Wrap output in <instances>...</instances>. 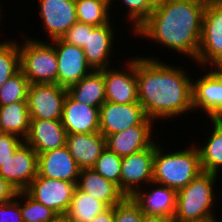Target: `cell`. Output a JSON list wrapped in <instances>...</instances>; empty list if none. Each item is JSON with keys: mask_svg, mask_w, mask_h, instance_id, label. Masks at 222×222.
Instances as JSON below:
<instances>
[{"mask_svg": "<svg viewBox=\"0 0 222 222\" xmlns=\"http://www.w3.org/2000/svg\"><path fill=\"white\" fill-rule=\"evenodd\" d=\"M108 206L95 197L81 191L77 186L73 193L69 209L65 216L77 222H90L97 214L103 212Z\"/></svg>", "mask_w": 222, "mask_h": 222, "instance_id": "27", "label": "cell"}, {"mask_svg": "<svg viewBox=\"0 0 222 222\" xmlns=\"http://www.w3.org/2000/svg\"><path fill=\"white\" fill-rule=\"evenodd\" d=\"M66 135L61 120L30 119L29 131L24 142L40 154L64 147Z\"/></svg>", "mask_w": 222, "mask_h": 222, "instance_id": "18", "label": "cell"}, {"mask_svg": "<svg viewBox=\"0 0 222 222\" xmlns=\"http://www.w3.org/2000/svg\"><path fill=\"white\" fill-rule=\"evenodd\" d=\"M110 3L111 0H75L78 22L93 26L110 23Z\"/></svg>", "mask_w": 222, "mask_h": 222, "instance_id": "28", "label": "cell"}, {"mask_svg": "<svg viewBox=\"0 0 222 222\" xmlns=\"http://www.w3.org/2000/svg\"><path fill=\"white\" fill-rule=\"evenodd\" d=\"M217 70L222 74V64L216 67Z\"/></svg>", "mask_w": 222, "mask_h": 222, "instance_id": "44", "label": "cell"}, {"mask_svg": "<svg viewBox=\"0 0 222 222\" xmlns=\"http://www.w3.org/2000/svg\"><path fill=\"white\" fill-rule=\"evenodd\" d=\"M170 0H149L150 5L155 9L157 7H160L164 4H166Z\"/></svg>", "mask_w": 222, "mask_h": 222, "instance_id": "41", "label": "cell"}, {"mask_svg": "<svg viewBox=\"0 0 222 222\" xmlns=\"http://www.w3.org/2000/svg\"><path fill=\"white\" fill-rule=\"evenodd\" d=\"M143 214L132 197H126L114 206L115 222H141Z\"/></svg>", "mask_w": 222, "mask_h": 222, "instance_id": "33", "label": "cell"}, {"mask_svg": "<svg viewBox=\"0 0 222 222\" xmlns=\"http://www.w3.org/2000/svg\"><path fill=\"white\" fill-rule=\"evenodd\" d=\"M21 196L26 198L23 206L19 203L23 222H52L59 216L55 211L32 198L26 191H17V197Z\"/></svg>", "mask_w": 222, "mask_h": 222, "instance_id": "30", "label": "cell"}, {"mask_svg": "<svg viewBox=\"0 0 222 222\" xmlns=\"http://www.w3.org/2000/svg\"><path fill=\"white\" fill-rule=\"evenodd\" d=\"M14 134L3 133L0 136V165L11 157L16 149L24 142Z\"/></svg>", "mask_w": 222, "mask_h": 222, "instance_id": "36", "label": "cell"}, {"mask_svg": "<svg viewBox=\"0 0 222 222\" xmlns=\"http://www.w3.org/2000/svg\"><path fill=\"white\" fill-rule=\"evenodd\" d=\"M37 173L38 154L25 142L0 165V175L17 191H25Z\"/></svg>", "mask_w": 222, "mask_h": 222, "instance_id": "10", "label": "cell"}, {"mask_svg": "<svg viewBox=\"0 0 222 222\" xmlns=\"http://www.w3.org/2000/svg\"><path fill=\"white\" fill-rule=\"evenodd\" d=\"M174 222H179V221H174ZM187 222H218V221H216V219L214 218V215H211L202 219H197L194 221H187Z\"/></svg>", "mask_w": 222, "mask_h": 222, "instance_id": "42", "label": "cell"}, {"mask_svg": "<svg viewBox=\"0 0 222 222\" xmlns=\"http://www.w3.org/2000/svg\"><path fill=\"white\" fill-rule=\"evenodd\" d=\"M128 73L115 69H102L105 81L106 102L119 104L139 103L137 95L136 59L127 64ZM130 73V74H129Z\"/></svg>", "mask_w": 222, "mask_h": 222, "instance_id": "15", "label": "cell"}, {"mask_svg": "<svg viewBox=\"0 0 222 222\" xmlns=\"http://www.w3.org/2000/svg\"><path fill=\"white\" fill-rule=\"evenodd\" d=\"M112 1V0H111ZM128 8L129 19L133 20L135 31L150 17L154 8L149 0H122Z\"/></svg>", "mask_w": 222, "mask_h": 222, "instance_id": "34", "label": "cell"}, {"mask_svg": "<svg viewBox=\"0 0 222 222\" xmlns=\"http://www.w3.org/2000/svg\"><path fill=\"white\" fill-rule=\"evenodd\" d=\"M141 222H174V219L161 215L143 214Z\"/></svg>", "mask_w": 222, "mask_h": 222, "instance_id": "40", "label": "cell"}, {"mask_svg": "<svg viewBox=\"0 0 222 222\" xmlns=\"http://www.w3.org/2000/svg\"><path fill=\"white\" fill-rule=\"evenodd\" d=\"M0 126L4 133L18 135L24 140L30 126L27 101L0 106ZM22 135V136H21Z\"/></svg>", "mask_w": 222, "mask_h": 222, "instance_id": "25", "label": "cell"}, {"mask_svg": "<svg viewBox=\"0 0 222 222\" xmlns=\"http://www.w3.org/2000/svg\"><path fill=\"white\" fill-rule=\"evenodd\" d=\"M90 71L88 75L67 89L68 94L81 104L98 107L100 109L106 102L104 77L102 70Z\"/></svg>", "mask_w": 222, "mask_h": 222, "instance_id": "24", "label": "cell"}, {"mask_svg": "<svg viewBox=\"0 0 222 222\" xmlns=\"http://www.w3.org/2000/svg\"><path fill=\"white\" fill-rule=\"evenodd\" d=\"M15 197L5 203L0 204V222H23L19 202Z\"/></svg>", "mask_w": 222, "mask_h": 222, "instance_id": "37", "label": "cell"}, {"mask_svg": "<svg viewBox=\"0 0 222 222\" xmlns=\"http://www.w3.org/2000/svg\"><path fill=\"white\" fill-rule=\"evenodd\" d=\"M155 143L150 147L122 157L120 189L126 197H132L138 190V183L153 182Z\"/></svg>", "mask_w": 222, "mask_h": 222, "instance_id": "11", "label": "cell"}, {"mask_svg": "<svg viewBox=\"0 0 222 222\" xmlns=\"http://www.w3.org/2000/svg\"><path fill=\"white\" fill-rule=\"evenodd\" d=\"M81 168L73 159L68 147L51 149L38 154V175L68 182H77Z\"/></svg>", "mask_w": 222, "mask_h": 222, "instance_id": "16", "label": "cell"}, {"mask_svg": "<svg viewBox=\"0 0 222 222\" xmlns=\"http://www.w3.org/2000/svg\"><path fill=\"white\" fill-rule=\"evenodd\" d=\"M211 121L213 131L199 152L203 172L217 174L222 167V118H211Z\"/></svg>", "mask_w": 222, "mask_h": 222, "instance_id": "26", "label": "cell"}, {"mask_svg": "<svg viewBox=\"0 0 222 222\" xmlns=\"http://www.w3.org/2000/svg\"><path fill=\"white\" fill-rule=\"evenodd\" d=\"M52 222H69V219L64 215V216H58L54 221Z\"/></svg>", "mask_w": 222, "mask_h": 222, "instance_id": "43", "label": "cell"}, {"mask_svg": "<svg viewBox=\"0 0 222 222\" xmlns=\"http://www.w3.org/2000/svg\"><path fill=\"white\" fill-rule=\"evenodd\" d=\"M135 58L138 102L147 118L159 120L193 109V79L190 80L180 67L149 57Z\"/></svg>", "mask_w": 222, "mask_h": 222, "instance_id": "1", "label": "cell"}, {"mask_svg": "<svg viewBox=\"0 0 222 222\" xmlns=\"http://www.w3.org/2000/svg\"><path fill=\"white\" fill-rule=\"evenodd\" d=\"M217 174L202 172L176 195L174 221L187 222L213 215V187Z\"/></svg>", "mask_w": 222, "mask_h": 222, "instance_id": "4", "label": "cell"}, {"mask_svg": "<svg viewBox=\"0 0 222 222\" xmlns=\"http://www.w3.org/2000/svg\"><path fill=\"white\" fill-rule=\"evenodd\" d=\"M151 126L136 125L122 132L108 135L106 137V147L120 157L142 151L154 143L151 140Z\"/></svg>", "mask_w": 222, "mask_h": 222, "instance_id": "22", "label": "cell"}, {"mask_svg": "<svg viewBox=\"0 0 222 222\" xmlns=\"http://www.w3.org/2000/svg\"><path fill=\"white\" fill-rule=\"evenodd\" d=\"M25 42L19 46L20 70L30 84H57L58 62L54 46L35 39Z\"/></svg>", "mask_w": 222, "mask_h": 222, "instance_id": "5", "label": "cell"}, {"mask_svg": "<svg viewBox=\"0 0 222 222\" xmlns=\"http://www.w3.org/2000/svg\"><path fill=\"white\" fill-rule=\"evenodd\" d=\"M90 222H115L114 206L108 207L97 214Z\"/></svg>", "mask_w": 222, "mask_h": 222, "instance_id": "39", "label": "cell"}, {"mask_svg": "<svg viewBox=\"0 0 222 222\" xmlns=\"http://www.w3.org/2000/svg\"><path fill=\"white\" fill-rule=\"evenodd\" d=\"M112 30L109 23L102 26L88 24V38L82 50L93 70H102L110 66L108 58L114 39Z\"/></svg>", "mask_w": 222, "mask_h": 222, "instance_id": "19", "label": "cell"}, {"mask_svg": "<svg viewBox=\"0 0 222 222\" xmlns=\"http://www.w3.org/2000/svg\"><path fill=\"white\" fill-rule=\"evenodd\" d=\"M158 186L145 194L143 190H137L132 198L144 214L173 218L176 210L177 191L165 185L158 184Z\"/></svg>", "mask_w": 222, "mask_h": 222, "instance_id": "23", "label": "cell"}, {"mask_svg": "<svg viewBox=\"0 0 222 222\" xmlns=\"http://www.w3.org/2000/svg\"><path fill=\"white\" fill-rule=\"evenodd\" d=\"M192 106L211 118H222V74L215 69L192 83Z\"/></svg>", "mask_w": 222, "mask_h": 222, "instance_id": "14", "label": "cell"}, {"mask_svg": "<svg viewBox=\"0 0 222 222\" xmlns=\"http://www.w3.org/2000/svg\"><path fill=\"white\" fill-rule=\"evenodd\" d=\"M17 42H0V87L20 70V53Z\"/></svg>", "mask_w": 222, "mask_h": 222, "instance_id": "31", "label": "cell"}, {"mask_svg": "<svg viewBox=\"0 0 222 222\" xmlns=\"http://www.w3.org/2000/svg\"><path fill=\"white\" fill-rule=\"evenodd\" d=\"M3 133H4V132L2 131L1 126H0V136H1Z\"/></svg>", "mask_w": 222, "mask_h": 222, "instance_id": "45", "label": "cell"}, {"mask_svg": "<svg viewBox=\"0 0 222 222\" xmlns=\"http://www.w3.org/2000/svg\"><path fill=\"white\" fill-rule=\"evenodd\" d=\"M88 38V24L76 22L61 37V39L69 44L83 48Z\"/></svg>", "mask_w": 222, "mask_h": 222, "instance_id": "35", "label": "cell"}, {"mask_svg": "<svg viewBox=\"0 0 222 222\" xmlns=\"http://www.w3.org/2000/svg\"><path fill=\"white\" fill-rule=\"evenodd\" d=\"M66 146L81 169L92 168L106 148V138L100 132L67 134Z\"/></svg>", "mask_w": 222, "mask_h": 222, "instance_id": "20", "label": "cell"}, {"mask_svg": "<svg viewBox=\"0 0 222 222\" xmlns=\"http://www.w3.org/2000/svg\"><path fill=\"white\" fill-rule=\"evenodd\" d=\"M30 82L19 70L0 87V106L27 101Z\"/></svg>", "mask_w": 222, "mask_h": 222, "instance_id": "29", "label": "cell"}, {"mask_svg": "<svg viewBox=\"0 0 222 222\" xmlns=\"http://www.w3.org/2000/svg\"><path fill=\"white\" fill-rule=\"evenodd\" d=\"M40 16L52 40L61 38L78 22L75 0H39Z\"/></svg>", "mask_w": 222, "mask_h": 222, "instance_id": "13", "label": "cell"}, {"mask_svg": "<svg viewBox=\"0 0 222 222\" xmlns=\"http://www.w3.org/2000/svg\"><path fill=\"white\" fill-rule=\"evenodd\" d=\"M77 182L37 176L25 190L32 198L64 216L70 206Z\"/></svg>", "mask_w": 222, "mask_h": 222, "instance_id": "8", "label": "cell"}, {"mask_svg": "<svg viewBox=\"0 0 222 222\" xmlns=\"http://www.w3.org/2000/svg\"><path fill=\"white\" fill-rule=\"evenodd\" d=\"M61 122L67 134L99 132V108L81 104L67 94Z\"/></svg>", "mask_w": 222, "mask_h": 222, "instance_id": "17", "label": "cell"}, {"mask_svg": "<svg viewBox=\"0 0 222 222\" xmlns=\"http://www.w3.org/2000/svg\"><path fill=\"white\" fill-rule=\"evenodd\" d=\"M197 63L222 64V0H208L202 19Z\"/></svg>", "mask_w": 222, "mask_h": 222, "instance_id": "6", "label": "cell"}, {"mask_svg": "<svg viewBox=\"0 0 222 222\" xmlns=\"http://www.w3.org/2000/svg\"><path fill=\"white\" fill-rule=\"evenodd\" d=\"M198 148L193 146L165 154L155 144L152 184L165 185L176 191L185 187L203 172Z\"/></svg>", "mask_w": 222, "mask_h": 222, "instance_id": "3", "label": "cell"}, {"mask_svg": "<svg viewBox=\"0 0 222 222\" xmlns=\"http://www.w3.org/2000/svg\"><path fill=\"white\" fill-rule=\"evenodd\" d=\"M121 163L122 157L106 147L96 160L92 169L106 180L117 184L120 188Z\"/></svg>", "mask_w": 222, "mask_h": 222, "instance_id": "32", "label": "cell"}, {"mask_svg": "<svg viewBox=\"0 0 222 222\" xmlns=\"http://www.w3.org/2000/svg\"><path fill=\"white\" fill-rule=\"evenodd\" d=\"M67 88L58 84H30L28 109L30 119L61 120Z\"/></svg>", "mask_w": 222, "mask_h": 222, "instance_id": "9", "label": "cell"}, {"mask_svg": "<svg viewBox=\"0 0 222 222\" xmlns=\"http://www.w3.org/2000/svg\"><path fill=\"white\" fill-rule=\"evenodd\" d=\"M152 121L139 103L105 102L99 109V132L105 138L136 125H152Z\"/></svg>", "mask_w": 222, "mask_h": 222, "instance_id": "7", "label": "cell"}, {"mask_svg": "<svg viewBox=\"0 0 222 222\" xmlns=\"http://www.w3.org/2000/svg\"><path fill=\"white\" fill-rule=\"evenodd\" d=\"M208 0H170L153 10L137 29V35L196 60L198 55L204 9Z\"/></svg>", "mask_w": 222, "mask_h": 222, "instance_id": "2", "label": "cell"}, {"mask_svg": "<svg viewBox=\"0 0 222 222\" xmlns=\"http://www.w3.org/2000/svg\"><path fill=\"white\" fill-rule=\"evenodd\" d=\"M17 190L0 175V204L12 200Z\"/></svg>", "mask_w": 222, "mask_h": 222, "instance_id": "38", "label": "cell"}, {"mask_svg": "<svg viewBox=\"0 0 222 222\" xmlns=\"http://www.w3.org/2000/svg\"><path fill=\"white\" fill-rule=\"evenodd\" d=\"M51 41L56 44L54 48L58 62V85L68 89L88 75V70H93L81 47L66 43L61 38Z\"/></svg>", "mask_w": 222, "mask_h": 222, "instance_id": "12", "label": "cell"}, {"mask_svg": "<svg viewBox=\"0 0 222 222\" xmlns=\"http://www.w3.org/2000/svg\"><path fill=\"white\" fill-rule=\"evenodd\" d=\"M76 186L108 207L115 206L126 198L117 184L106 180L92 168L80 170Z\"/></svg>", "mask_w": 222, "mask_h": 222, "instance_id": "21", "label": "cell"}]
</instances>
